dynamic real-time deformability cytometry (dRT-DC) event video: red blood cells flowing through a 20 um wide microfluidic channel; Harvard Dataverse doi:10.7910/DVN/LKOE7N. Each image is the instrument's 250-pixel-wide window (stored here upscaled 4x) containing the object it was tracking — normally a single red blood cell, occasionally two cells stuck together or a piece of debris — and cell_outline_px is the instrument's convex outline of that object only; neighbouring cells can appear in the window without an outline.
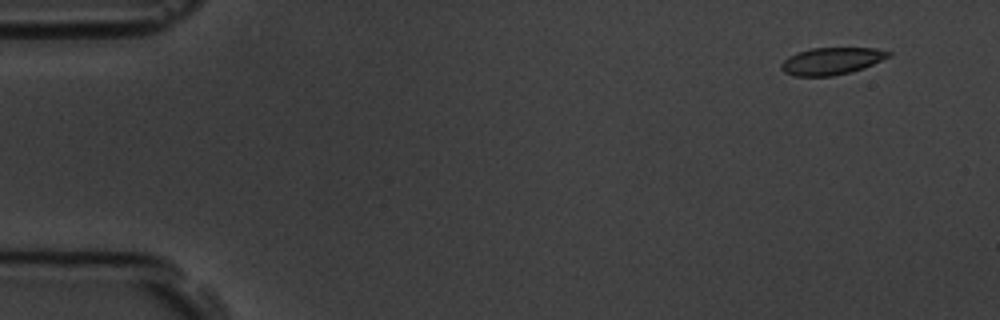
{"species": "common noctule bat (a hibernating species)", "species_latin": "Nyctalus noctula", "temperature_condition": "room temperature", "stored_images_in_passage": 7, "camera_frame_rate_fps": 3000, "um_per_image_px": 0.085, "animal": {"sex": "male", "body_mass_g": 19.5, "forearm_length_mm": 54.6}, "frame": {"image": 1, "passage_image": 2, "time_ms": 1.0, "image_size_px": [1000, 320], "cell_outline_px": [[892, 56], [864, 68], [832, 76], [796, 76], [784, 72], [780, 68], [780, 64], [788, 56], [812, 48], [876, 48], [892, 52]], "centroid_in_image_um": [70.71, 5.18], "position_along_channel_um": 14.3, "area_um2": 16.94}}
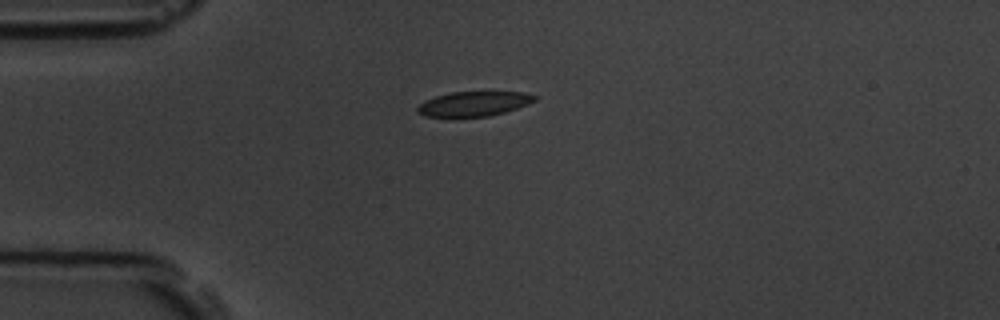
{"frame": {"image": 2, "passage_image": 5, "time_ms": 4.333, "image_size_px": [1000, 320], "cell_outline_px": [[540, 96], [536, 100], [528, 104], [504, 112], [488, 116], [424, 116], [416, 112], [416, 108], [424, 100], [436, 96], [452, 92], [524, 92]], "centroid_in_image_um": [40.29, 8.81], "position_along_channel_um": 44.7, "area_um2": 16.76}}
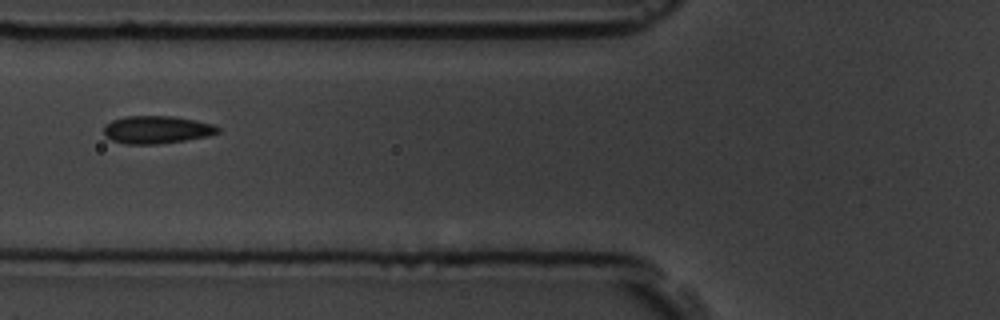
{"frame": {"image": 3, "passage_image": 7, "time_ms": 6.667, "image_size_px": [1000, 320], "cell_outline_px": [[220, 132], [208, 136], [184, 140], [156, 144], [124, 144], [112, 140], [104, 136], [104, 124], [112, 120], [124, 116], [172, 116], [196, 120], [212, 124], [220, 128]], "centroid_in_image_um": [13.29, 11.02], "position_along_channel_um": 112.5, "area_um2": 18.5}}